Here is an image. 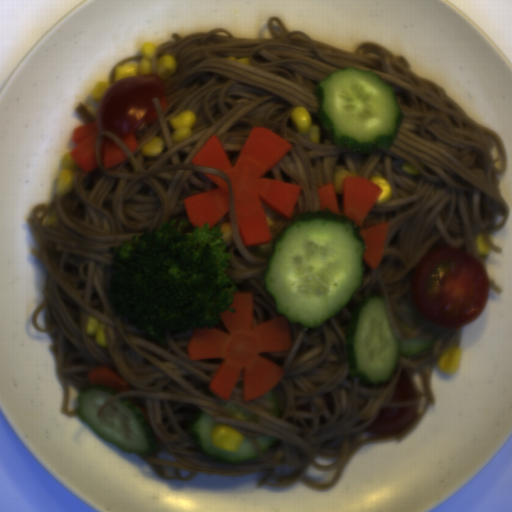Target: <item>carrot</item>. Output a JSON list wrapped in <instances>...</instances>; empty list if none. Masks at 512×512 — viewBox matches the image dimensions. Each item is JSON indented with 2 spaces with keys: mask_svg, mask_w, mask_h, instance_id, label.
Instances as JSON below:
<instances>
[{
  "mask_svg": "<svg viewBox=\"0 0 512 512\" xmlns=\"http://www.w3.org/2000/svg\"><path fill=\"white\" fill-rule=\"evenodd\" d=\"M157 119H158V117H157L155 108H154V106L152 104V107H151L150 111L147 113V115L144 117V119L142 121L145 124H148V123L156 122Z\"/></svg>",
  "mask_w": 512,
  "mask_h": 512,
  "instance_id": "obj_11",
  "label": "carrot"
},
{
  "mask_svg": "<svg viewBox=\"0 0 512 512\" xmlns=\"http://www.w3.org/2000/svg\"><path fill=\"white\" fill-rule=\"evenodd\" d=\"M389 226L388 222L359 232L365 246L362 259L372 270H376L381 262Z\"/></svg>",
  "mask_w": 512,
  "mask_h": 512,
  "instance_id": "obj_6",
  "label": "carrot"
},
{
  "mask_svg": "<svg viewBox=\"0 0 512 512\" xmlns=\"http://www.w3.org/2000/svg\"><path fill=\"white\" fill-rule=\"evenodd\" d=\"M161 113L165 110L167 104V94L165 92L158 99Z\"/></svg>",
  "mask_w": 512,
  "mask_h": 512,
  "instance_id": "obj_12",
  "label": "carrot"
},
{
  "mask_svg": "<svg viewBox=\"0 0 512 512\" xmlns=\"http://www.w3.org/2000/svg\"><path fill=\"white\" fill-rule=\"evenodd\" d=\"M121 141L131 153L138 148V140L132 132L125 139H121Z\"/></svg>",
  "mask_w": 512,
  "mask_h": 512,
  "instance_id": "obj_10",
  "label": "carrot"
},
{
  "mask_svg": "<svg viewBox=\"0 0 512 512\" xmlns=\"http://www.w3.org/2000/svg\"><path fill=\"white\" fill-rule=\"evenodd\" d=\"M88 381L91 385L109 386L119 393L130 391L131 387L127 381L104 367H93L89 370Z\"/></svg>",
  "mask_w": 512,
  "mask_h": 512,
  "instance_id": "obj_7",
  "label": "carrot"
},
{
  "mask_svg": "<svg viewBox=\"0 0 512 512\" xmlns=\"http://www.w3.org/2000/svg\"><path fill=\"white\" fill-rule=\"evenodd\" d=\"M216 188L183 199L191 226L209 224L210 228L223 220L230 212V197L226 180L218 175L202 173Z\"/></svg>",
  "mask_w": 512,
  "mask_h": 512,
  "instance_id": "obj_3",
  "label": "carrot"
},
{
  "mask_svg": "<svg viewBox=\"0 0 512 512\" xmlns=\"http://www.w3.org/2000/svg\"><path fill=\"white\" fill-rule=\"evenodd\" d=\"M316 191L318 193V211L329 209L339 214L335 185L330 183L321 186Z\"/></svg>",
  "mask_w": 512,
  "mask_h": 512,
  "instance_id": "obj_9",
  "label": "carrot"
},
{
  "mask_svg": "<svg viewBox=\"0 0 512 512\" xmlns=\"http://www.w3.org/2000/svg\"><path fill=\"white\" fill-rule=\"evenodd\" d=\"M291 148L275 132L254 127L234 166L214 134L191 159L192 164L222 171L229 178L238 234L247 247L266 245L272 239L264 206L286 220L293 217L302 187L265 178Z\"/></svg>",
  "mask_w": 512,
  "mask_h": 512,
  "instance_id": "obj_2",
  "label": "carrot"
},
{
  "mask_svg": "<svg viewBox=\"0 0 512 512\" xmlns=\"http://www.w3.org/2000/svg\"><path fill=\"white\" fill-rule=\"evenodd\" d=\"M230 307L235 312L225 309L219 314L227 333L213 326L195 329L187 348L188 358L221 360L207 388L228 401L242 376L244 401H252L267 394L283 378L284 368L263 354L293 347L290 321L282 315L253 325L252 292H233Z\"/></svg>",
  "mask_w": 512,
  "mask_h": 512,
  "instance_id": "obj_1",
  "label": "carrot"
},
{
  "mask_svg": "<svg viewBox=\"0 0 512 512\" xmlns=\"http://www.w3.org/2000/svg\"><path fill=\"white\" fill-rule=\"evenodd\" d=\"M99 157L102 166L108 169L127 160L128 155L112 138L105 136L100 141Z\"/></svg>",
  "mask_w": 512,
  "mask_h": 512,
  "instance_id": "obj_8",
  "label": "carrot"
},
{
  "mask_svg": "<svg viewBox=\"0 0 512 512\" xmlns=\"http://www.w3.org/2000/svg\"><path fill=\"white\" fill-rule=\"evenodd\" d=\"M100 132L96 121L74 127L72 131L74 146L70 155L81 172L87 173L98 166L96 143Z\"/></svg>",
  "mask_w": 512,
  "mask_h": 512,
  "instance_id": "obj_5",
  "label": "carrot"
},
{
  "mask_svg": "<svg viewBox=\"0 0 512 512\" xmlns=\"http://www.w3.org/2000/svg\"><path fill=\"white\" fill-rule=\"evenodd\" d=\"M382 192V189L366 176H345L342 185L341 215L357 222L359 229Z\"/></svg>",
  "mask_w": 512,
  "mask_h": 512,
  "instance_id": "obj_4",
  "label": "carrot"
}]
</instances>
